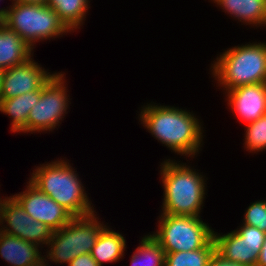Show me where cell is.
<instances>
[{"mask_svg":"<svg viewBox=\"0 0 266 266\" xmlns=\"http://www.w3.org/2000/svg\"><path fill=\"white\" fill-rule=\"evenodd\" d=\"M141 108L139 122L155 139L181 156L194 158L199 154L204 130L192 111L156 103Z\"/></svg>","mask_w":266,"mask_h":266,"instance_id":"6da1fadb","label":"cell"},{"mask_svg":"<svg viewBox=\"0 0 266 266\" xmlns=\"http://www.w3.org/2000/svg\"><path fill=\"white\" fill-rule=\"evenodd\" d=\"M160 176L164 189L161 213L201 217L206 198L205 176L186 163L171 159L161 163Z\"/></svg>","mask_w":266,"mask_h":266,"instance_id":"7a4b0ae2","label":"cell"},{"mask_svg":"<svg viewBox=\"0 0 266 266\" xmlns=\"http://www.w3.org/2000/svg\"><path fill=\"white\" fill-rule=\"evenodd\" d=\"M29 182L40 192L50 196L74 217L94 213L91 200L70 163L62 158L37 166Z\"/></svg>","mask_w":266,"mask_h":266,"instance_id":"3957f363","label":"cell"},{"mask_svg":"<svg viewBox=\"0 0 266 266\" xmlns=\"http://www.w3.org/2000/svg\"><path fill=\"white\" fill-rule=\"evenodd\" d=\"M211 72L224 92L240 86L266 83V43L229 48L211 64Z\"/></svg>","mask_w":266,"mask_h":266,"instance_id":"277c9868","label":"cell"},{"mask_svg":"<svg viewBox=\"0 0 266 266\" xmlns=\"http://www.w3.org/2000/svg\"><path fill=\"white\" fill-rule=\"evenodd\" d=\"M11 3L7 9H0V22L16 32L32 49L35 42L72 32L49 5L26 4L17 0Z\"/></svg>","mask_w":266,"mask_h":266,"instance_id":"5b68a950","label":"cell"},{"mask_svg":"<svg viewBox=\"0 0 266 266\" xmlns=\"http://www.w3.org/2000/svg\"><path fill=\"white\" fill-rule=\"evenodd\" d=\"M97 214L75 216L59 230L53 231L44 258L55 264H69L75 257L90 253L106 226L98 221Z\"/></svg>","mask_w":266,"mask_h":266,"instance_id":"8992f818","label":"cell"},{"mask_svg":"<svg viewBox=\"0 0 266 266\" xmlns=\"http://www.w3.org/2000/svg\"><path fill=\"white\" fill-rule=\"evenodd\" d=\"M201 219L161 213L158 229L152 236L160 243L165 253L198 250L213 238L214 231Z\"/></svg>","mask_w":266,"mask_h":266,"instance_id":"52a82bcc","label":"cell"},{"mask_svg":"<svg viewBox=\"0 0 266 266\" xmlns=\"http://www.w3.org/2000/svg\"><path fill=\"white\" fill-rule=\"evenodd\" d=\"M64 72H55L51 79L41 88L38 102L30 110L26 125L18 132L36 133L54 131L60 126L67 114L70 101Z\"/></svg>","mask_w":266,"mask_h":266,"instance_id":"ba28073f","label":"cell"},{"mask_svg":"<svg viewBox=\"0 0 266 266\" xmlns=\"http://www.w3.org/2000/svg\"><path fill=\"white\" fill-rule=\"evenodd\" d=\"M0 227L1 232L35 243L41 248L48 244L53 234L48 226L28 215L12 196L3 198L1 202Z\"/></svg>","mask_w":266,"mask_h":266,"instance_id":"9c48e42d","label":"cell"},{"mask_svg":"<svg viewBox=\"0 0 266 266\" xmlns=\"http://www.w3.org/2000/svg\"><path fill=\"white\" fill-rule=\"evenodd\" d=\"M26 189L12 197L21 205L23 210L34 220L39 221L51 230H59L74 216L50 196L40 192L29 181Z\"/></svg>","mask_w":266,"mask_h":266,"instance_id":"30bf717a","label":"cell"},{"mask_svg":"<svg viewBox=\"0 0 266 266\" xmlns=\"http://www.w3.org/2000/svg\"><path fill=\"white\" fill-rule=\"evenodd\" d=\"M54 74L46 71L31 57L23 64L4 70L0 99L40 90Z\"/></svg>","mask_w":266,"mask_h":266,"instance_id":"8fae6325","label":"cell"},{"mask_svg":"<svg viewBox=\"0 0 266 266\" xmlns=\"http://www.w3.org/2000/svg\"><path fill=\"white\" fill-rule=\"evenodd\" d=\"M225 94L232 114L245 124L266 114V83L240 86L227 90Z\"/></svg>","mask_w":266,"mask_h":266,"instance_id":"7c38bea8","label":"cell"},{"mask_svg":"<svg viewBox=\"0 0 266 266\" xmlns=\"http://www.w3.org/2000/svg\"><path fill=\"white\" fill-rule=\"evenodd\" d=\"M38 248L40 246L35 243L0 231V257L10 266H30L38 263L44 258Z\"/></svg>","mask_w":266,"mask_h":266,"instance_id":"4fadbf2b","label":"cell"},{"mask_svg":"<svg viewBox=\"0 0 266 266\" xmlns=\"http://www.w3.org/2000/svg\"><path fill=\"white\" fill-rule=\"evenodd\" d=\"M213 239L216 251L224 258L245 266H256L258 254L235 230L223 235L213 231Z\"/></svg>","mask_w":266,"mask_h":266,"instance_id":"5bb4252c","label":"cell"},{"mask_svg":"<svg viewBox=\"0 0 266 266\" xmlns=\"http://www.w3.org/2000/svg\"><path fill=\"white\" fill-rule=\"evenodd\" d=\"M33 49L14 31L0 22V69L23 64L33 57ZM32 55V56H31Z\"/></svg>","mask_w":266,"mask_h":266,"instance_id":"9a60e30c","label":"cell"},{"mask_svg":"<svg viewBox=\"0 0 266 266\" xmlns=\"http://www.w3.org/2000/svg\"><path fill=\"white\" fill-rule=\"evenodd\" d=\"M212 1V0H211ZM225 13L241 23L266 27V6L264 0H213Z\"/></svg>","mask_w":266,"mask_h":266,"instance_id":"2e32d148","label":"cell"},{"mask_svg":"<svg viewBox=\"0 0 266 266\" xmlns=\"http://www.w3.org/2000/svg\"><path fill=\"white\" fill-rule=\"evenodd\" d=\"M126 247L125 237L105 226L90 254L99 266H103L104 263H114L122 259Z\"/></svg>","mask_w":266,"mask_h":266,"instance_id":"e0dca14e","label":"cell"},{"mask_svg":"<svg viewBox=\"0 0 266 266\" xmlns=\"http://www.w3.org/2000/svg\"><path fill=\"white\" fill-rule=\"evenodd\" d=\"M41 89L9 99H0V111L11 118V132H19L27 123L32 107L38 102Z\"/></svg>","mask_w":266,"mask_h":266,"instance_id":"ac0fdd59","label":"cell"},{"mask_svg":"<svg viewBox=\"0 0 266 266\" xmlns=\"http://www.w3.org/2000/svg\"><path fill=\"white\" fill-rule=\"evenodd\" d=\"M89 0H48L47 5L55 10L64 24L74 32L80 29L90 8Z\"/></svg>","mask_w":266,"mask_h":266,"instance_id":"d6986e66","label":"cell"},{"mask_svg":"<svg viewBox=\"0 0 266 266\" xmlns=\"http://www.w3.org/2000/svg\"><path fill=\"white\" fill-rule=\"evenodd\" d=\"M131 256V266H165V251L152 234L142 237Z\"/></svg>","mask_w":266,"mask_h":266,"instance_id":"ffe728a7","label":"cell"},{"mask_svg":"<svg viewBox=\"0 0 266 266\" xmlns=\"http://www.w3.org/2000/svg\"><path fill=\"white\" fill-rule=\"evenodd\" d=\"M215 251L216 245L212 238L198 250L165 253V266H208Z\"/></svg>","mask_w":266,"mask_h":266,"instance_id":"44dd1931","label":"cell"},{"mask_svg":"<svg viewBox=\"0 0 266 266\" xmlns=\"http://www.w3.org/2000/svg\"><path fill=\"white\" fill-rule=\"evenodd\" d=\"M246 126L244 145L250 153L266 149V114Z\"/></svg>","mask_w":266,"mask_h":266,"instance_id":"7402d4cb","label":"cell"},{"mask_svg":"<svg viewBox=\"0 0 266 266\" xmlns=\"http://www.w3.org/2000/svg\"><path fill=\"white\" fill-rule=\"evenodd\" d=\"M244 214L243 224L257 227L266 233V200L251 203Z\"/></svg>","mask_w":266,"mask_h":266,"instance_id":"603a6c76","label":"cell"},{"mask_svg":"<svg viewBox=\"0 0 266 266\" xmlns=\"http://www.w3.org/2000/svg\"><path fill=\"white\" fill-rule=\"evenodd\" d=\"M242 238L245 239L247 244L251 247L256 254H259L264 243L265 232L259 228L242 224L235 230Z\"/></svg>","mask_w":266,"mask_h":266,"instance_id":"cb8c5ba5","label":"cell"},{"mask_svg":"<svg viewBox=\"0 0 266 266\" xmlns=\"http://www.w3.org/2000/svg\"><path fill=\"white\" fill-rule=\"evenodd\" d=\"M68 266H99L90 253L75 257Z\"/></svg>","mask_w":266,"mask_h":266,"instance_id":"d4e9b609","label":"cell"},{"mask_svg":"<svg viewBox=\"0 0 266 266\" xmlns=\"http://www.w3.org/2000/svg\"><path fill=\"white\" fill-rule=\"evenodd\" d=\"M208 266H245V265L230 261L221 256L217 251H215L208 263Z\"/></svg>","mask_w":266,"mask_h":266,"instance_id":"484cf974","label":"cell"},{"mask_svg":"<svg viewBox=\"0 0 266 266\" xmlns=\"http://www.w3.org/2000/svg\"><path fill=\"white\" fill-rule=\"evenodd\" d=\"M256 266H266V234L264 237V243L258 254V261H257Z\"/></svg>","mask_w":266,"mask_h":266,"instance_id":"4316f807","label":"cell"},{"mask_svg":"<svg viewBox=\"0 0 266 266\" xmlns=\"http://www.w3.org/2000/svg\"><path fill=\"white\" fill-rule=\"evenodd\" d=\"M26 4H39V5H47L48 0H17Z\"/></svg>","mask_w":266,"mask_h":266,"instance_id":"83f0119b","label":"cell"},{"mask_svg":"<svg viewBox=\"0 0 266 266\" xmlns=\"http://www.w3.org/2000/svg\"><path fill=\"white\" fill-rule=\"evenodd\" d=\"M50 263L46 261L45 258H43L41 261H39L36 264L30 265V266H50Z\"/></svg>","mask_w":266,"mask_h":266,"instance_id":"f1b7e54d","label":"cell"},{"mask_svg":"<svg viewBox=\"0 0 266 266\" xmlns=\"http://www.w3.org/2000/svg\"><path fill=\"white\" fill-rule=\"evenodd\" d=\"M4 70L0 69V90H1V84H2V78H3Z\"/></svg>","mask_w":266,"mask_h":266,"instance_id":"f546056e","label":"cell"}]
</instances>
